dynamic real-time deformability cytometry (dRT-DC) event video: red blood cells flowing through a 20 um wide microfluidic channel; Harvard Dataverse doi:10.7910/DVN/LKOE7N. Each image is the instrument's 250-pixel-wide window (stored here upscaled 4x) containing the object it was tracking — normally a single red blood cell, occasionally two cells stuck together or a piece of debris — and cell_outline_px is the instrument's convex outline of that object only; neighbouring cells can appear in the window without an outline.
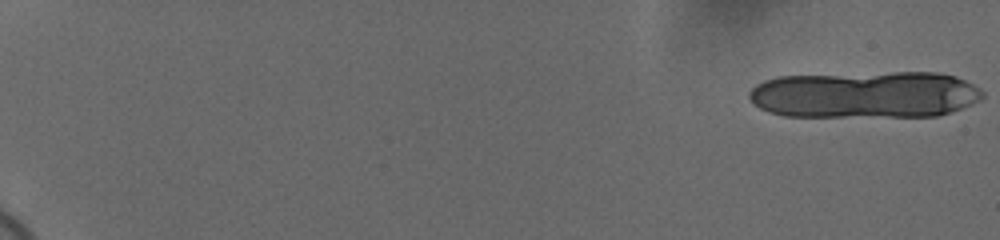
{"species": "human", "species_latin": "Homo sapiens", "temperature_condition": "cold", "stored_images_in_passage": 18, "camera_frame_rate_fps": 3000, "um_per_image_px": 0.085, "donor": {"sex": "female"}, "frame": {"image": 1, "passage_image": 1, "time_ms": 0.0, "image_size_px": [1000, 240], "cell_outline_px": [[984, 96], [980, 100], [972, 104], [936, 116], [784, 116], [768, 112], [752, 104], [748, 96], [748, 92], [756, 84], [764, 80], [776, 76], [892, 72], [936, 72], [956, 76], [980, 88], [984, 92]], "centroid_in_image_um": [73.5, 8.03], "position_along_channel_um": 11.5, "area_um2": 64.27}}